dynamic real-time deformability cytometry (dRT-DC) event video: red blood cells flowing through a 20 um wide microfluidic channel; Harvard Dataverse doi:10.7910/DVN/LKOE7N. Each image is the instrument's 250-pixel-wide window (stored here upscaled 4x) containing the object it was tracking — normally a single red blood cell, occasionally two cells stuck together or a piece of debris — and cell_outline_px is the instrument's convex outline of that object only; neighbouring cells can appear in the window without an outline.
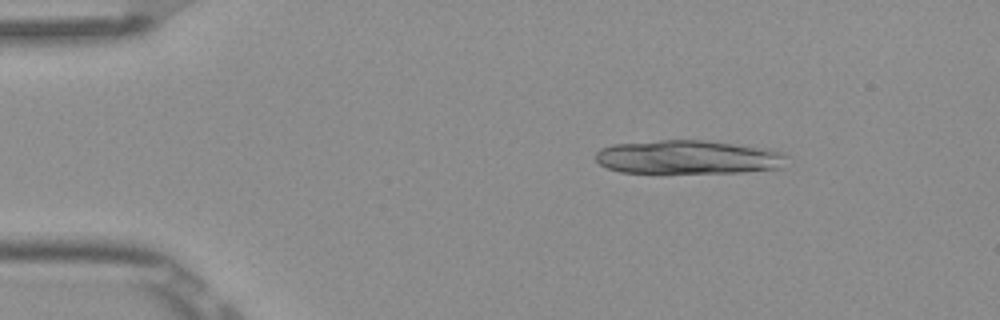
{"species": "Egyptian fruit bat (a non-hibernating species)", "species_latin": "Rousettus aegyptiacus", "temperature_condition": "room temperature", "stored_images_in_passage": 4, "camera_frame_rate_fps": 3000, "um_per_image_px": 0.085, "frame": {"image": 1, "passage_image": 2, "time_ms": 0.333, "image_size_px": [1000, 320], "cell_outline_px": [[788, 156], [780, 168], [744, 172], [620, 172], [608, 168], [600, 164], [596, 160], [596, 152], [600, 148], [612, 144], [660, 140], [704, 140], [768, 148], [784, 152]], "centroid_in_image_um": [58.5, 13.34], "position_along_channel_um": 26.5, "area_um2": 37.57}}